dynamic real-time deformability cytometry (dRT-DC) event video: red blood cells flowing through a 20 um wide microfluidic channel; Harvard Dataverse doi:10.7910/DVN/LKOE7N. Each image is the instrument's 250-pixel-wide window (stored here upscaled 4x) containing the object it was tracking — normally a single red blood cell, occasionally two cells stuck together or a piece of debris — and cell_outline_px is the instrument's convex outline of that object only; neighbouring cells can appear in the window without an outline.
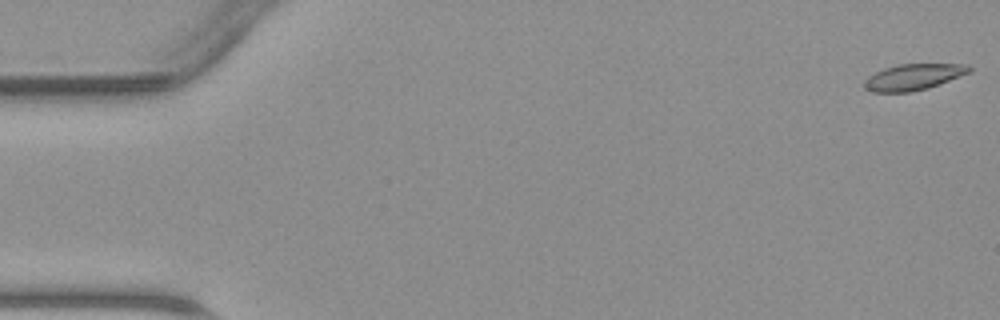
{"species": "common noctule bat (a hibernating species)", "species_latin": "Nyctalus noctula", "temperature_condition": "warm", "stored_images_in_passage": 47, "camera_frame_rate_fps": 3000, "um_per_image_px": 0.085, "animal": {"sex": "male", "body_mass_g": 23.1, "forearm_length_mm": 52.7}, "frame": {"image": 1, "passage_image": 1, "time_ms": 0.0, "image_size_px": [1000, 320], "cell_outline_px": [[972, 72], [928, 88], [912, 92], [872, 92], [864, 88], [864, 80], [868, 76], [884, 68], [896, 64], [968, 64], [972, 68]], "centroid_in_image_um": [77.65, 6.54], "position_along_channel_um": 7.4, "area_um2": 16.13}}
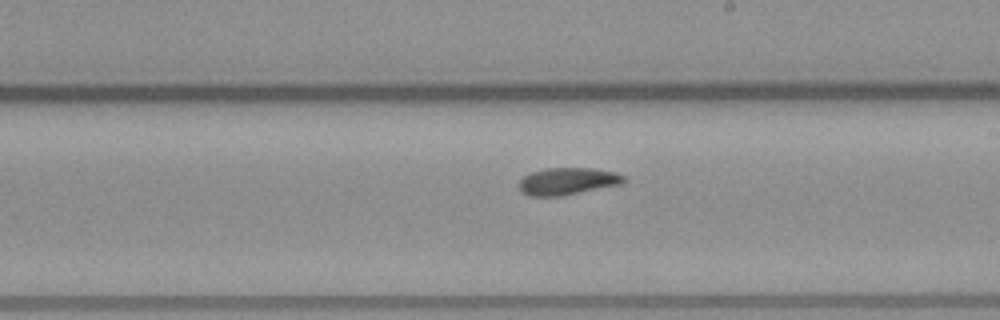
{"frame": {"image": 2, "passage_image": 27, "time_ms": 8.667, "image_size_px": [1000, 320], "cell_outline_px": [[624, 180], [620, 184], [564, 196], [528, 196], [520, 192], [516, 184], [524, 176], [532, 172], [544, 168], [592, 168], [616, 172], [624, 176]], "centroid_in_image_um": [48.17, 15.41], "position_along_channel_um": 240.8, "area_um2": 16.76}}
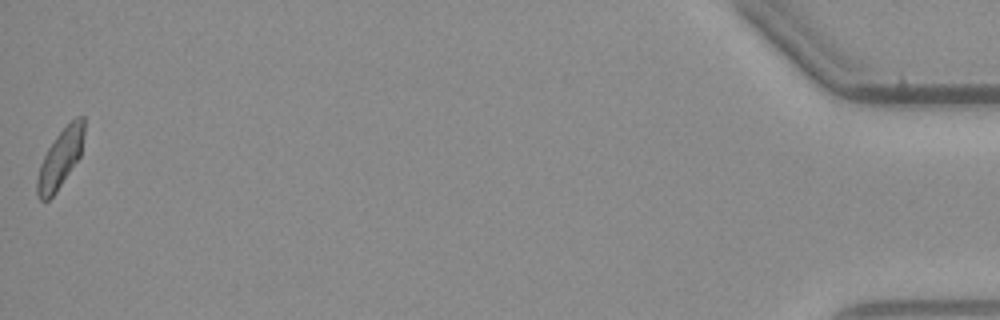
{"frame": {"image": 3, "passage_image": 47, "time_ms": 15.333, "image_size_px": [1000, 320], "cell_outline_px": [[84, 132], [80, 156], [56, 192], [48, 200], [40, 200], [36, 192], [36, 180], [40, 164], [48, 148], [56, 136], [76, 116], [84, 116]], "centroid_in_image_um": [5.11, 13.48], "position_along_channel_um": 430.1, "area_um2": 15.78}}